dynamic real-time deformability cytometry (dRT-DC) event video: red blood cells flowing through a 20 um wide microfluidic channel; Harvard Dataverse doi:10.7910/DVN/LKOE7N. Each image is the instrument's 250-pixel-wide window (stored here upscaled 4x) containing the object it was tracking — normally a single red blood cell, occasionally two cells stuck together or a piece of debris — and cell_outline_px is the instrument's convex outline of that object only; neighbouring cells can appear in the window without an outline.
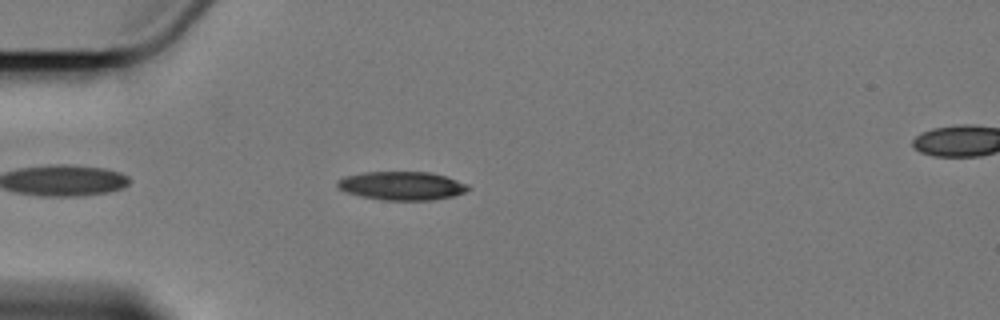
{"species": "Egyptian fruit bat (a non-hibernating species)", "species_latin": "Rousettus aegyptiacus", "temperature_condition": "cold", "stored_images_in_passage": 6, "segment_of_instrument_passage": [1, 2], "camera_frame_rate_fps": 3000, "um_per_image_px": 0.085, "animal": {"sex": "female"}, "frame": {"image": 1, "passage_image": 5, "time_ms": 6.333, "image_size_px": [1000, 320], "cell_outline_px": [[472, 188], [464, 192], [452, 196], [432, 200], [384, 200], [360, 196], [344, 192], [336, 184], [336, 180], [344, 176], [364, 172], [432, 172], [448, 176], [468, 184]], "centroid_in_image_um": [34.16, 15.78], "position_along_channel_um": 50.8, "area_um2": 21.96}}